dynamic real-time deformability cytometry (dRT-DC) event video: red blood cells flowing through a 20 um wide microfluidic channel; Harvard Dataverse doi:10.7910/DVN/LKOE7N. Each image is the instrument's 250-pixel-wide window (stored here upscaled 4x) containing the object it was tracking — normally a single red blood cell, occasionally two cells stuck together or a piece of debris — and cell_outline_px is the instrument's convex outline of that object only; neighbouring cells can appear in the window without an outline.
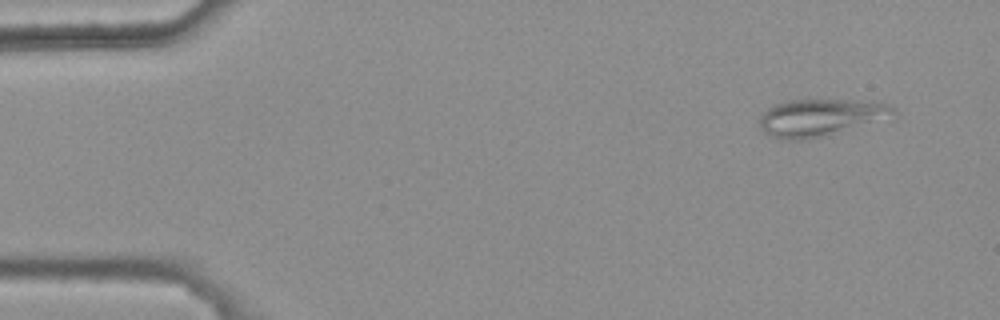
{"species": "common noctule bat (a hibernating species)", "species_latin": "Nyctalus noctula", "temperature_condition": "warm", "stored_images_in_passage": 7, "camera_frame_rate_fps": 3000, "um_per_image_px": 0.085, "animal": {"sex": "female", "body_mass_g": 25.1}, "frame": {"image": 1, "passage_image": 1, "time_ms": 0.0, "image_size_px": [1000, 320], "cell_outline_px": [[896, 120], [808, 140], [784, 140], [768, 136], [760, 128], [760, 116], [772, 104], [788, 100], [848, 100], [888, 104], [896, 108]], "centroid_in_image_um": [69.86, 10.02], "position_along_channel_um": 15.1, "area_um2": 30.23}}
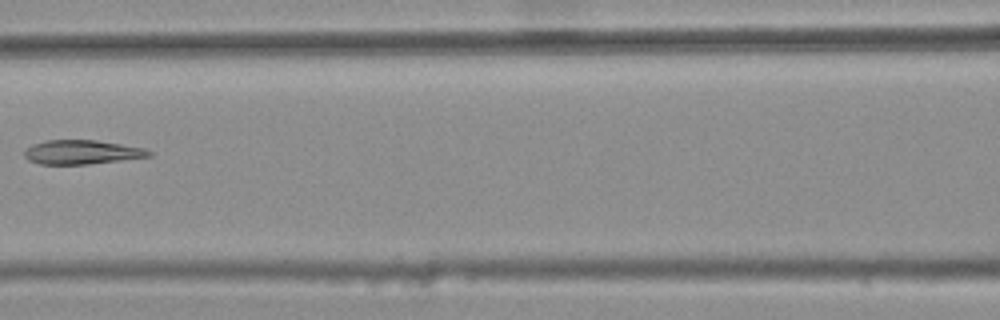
{"frame": {"image": 2, "passage_image": 6, "time_ms": 1.667, "image_size_px": [1000, 320], "cell_outline_px": [[152, 156], [88, 164], [40, 164], [28, 160], [24, 156], [24, 152], [32, 144], [44, 140], [96, 140], [144, 148], [152, 152]], "centroid_in_image_um": [6.93, 12.93], "position_along_channel_um": 159.7, "area_um2": 17.4}}
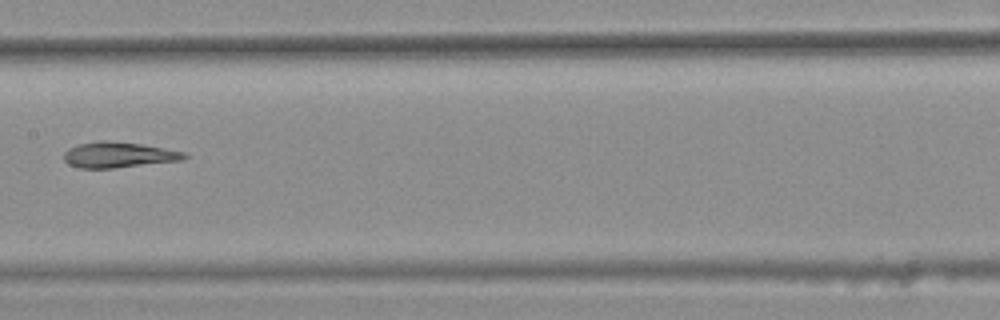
{"frame": {"image": 3, "passage_image": 7, "time_ms": 2.0, "image_size_px": [1000, 320], "cell_outline_px": [[188, 156], [184, 160], [112, 168], [80, 168], [68, 164], [64, 160], [64, 152], [68, 148], [80, 144], [100, 140], [104, 140], [140, 144], [164, 148], [184, 152]], "centroid_in_image_um": [10.06, 13.16], "position_along_channel_um": 197.3, "area_um2": 17.86}}